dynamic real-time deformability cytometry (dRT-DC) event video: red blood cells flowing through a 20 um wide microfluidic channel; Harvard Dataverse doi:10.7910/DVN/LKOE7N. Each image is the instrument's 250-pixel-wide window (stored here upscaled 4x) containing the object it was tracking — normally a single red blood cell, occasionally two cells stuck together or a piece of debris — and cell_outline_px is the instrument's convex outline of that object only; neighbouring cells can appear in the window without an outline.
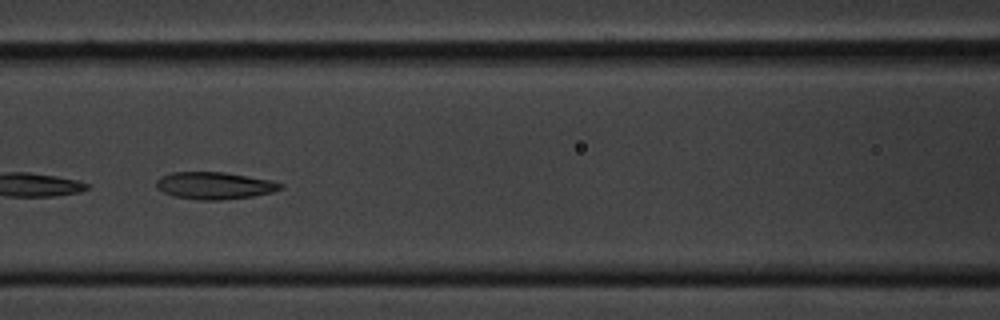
{"species": "common noctule bat (a hibernating species)", "species_latin": "Nyctalus noctula", "temperature_condition": "cold", "stored_images_in_passage": 54, "camera_frame_rate_fps": 3000, "um_per_image_px": 0.085, "animal": {"sex": "male", "body_mass_g": 20.1, "forearm_length_mm": 53.5}, "frame": {"image": 1, "passage_image": 23, "time_ms": 7.333, "image_size_px": [1000, 320], "cell_outline_px": [[284, 188], [272, 192], [252, 196], [220, 200], [196, 200], [176, 196], [164, 192], [156, 188], [156, 180], [160, 176], [172, 172], [224, 172], [272, 180], [284, 184]], "centroid_in_image_um": [18.24, 15.77], "position_along_channel_um": 148.4, "area_um2": 19.71}}
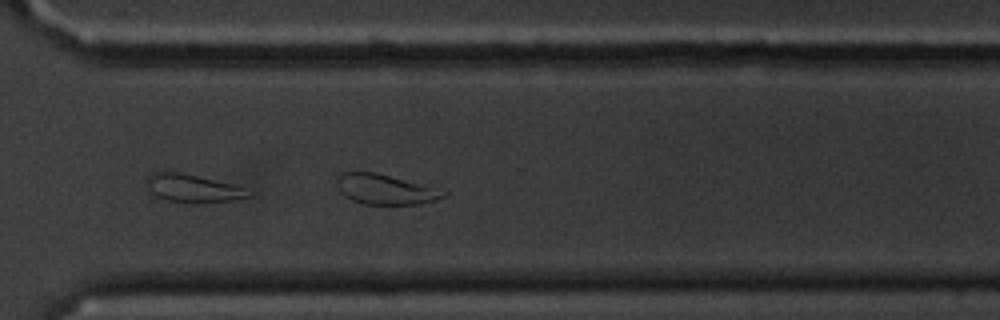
{"frame": {"image": 2, "passage_image": 39, "time_ms": 12.667, "image_size_px": [1000, 320], "cell_outline_px": [[448, 192], [444, 196], [436, 200], [416, 204], [364, 204], [352, 200], [344, 196], [340, 192], [336, 184], [336, 180], [340, 172], [376, 172], [420, 184]], "centroid_in_image_um": [32.67, 16.09], "position_along_channel_um": 337.9, "area_um2": 18.44}}
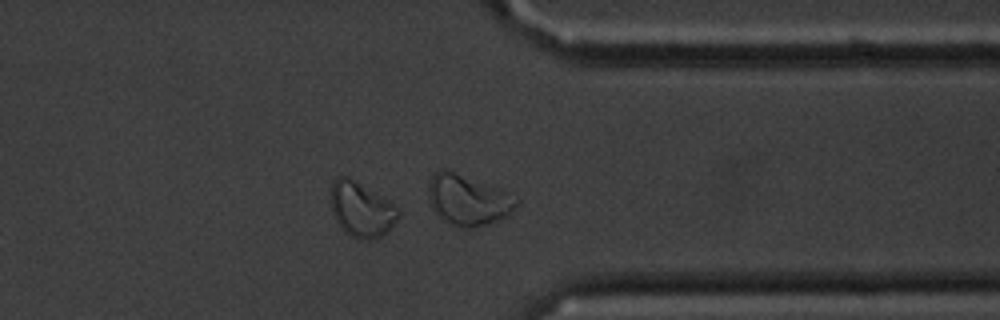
{"frame": {"image": 3, "passage_image": 42, "time_ms": 13.667, "image_size_px": [1000, 320], "cell_outline_px": [[400, 216], [380, 236], [368, 240], [356, 240], [344, 232], [336, 220], [332, 212], [332, 180], [336, 176], [348, 176], [388, 200], [400, 212]], "centroid_in_image_um": [30.68, 17.81], "position_along_channel_um": 380.7, "area_um2": 21.27}, "authors_computed_cell_mechanics": {"area_um2": 21.4438, "velocity_mm_per_s": 3.5635, "shape_relaxation_time_tau1_ms": 3.4779, "shape_relaxation_time_tau2_ms": 2.1586, "deformation_change_tau1": 0.1318, "deformation_change_tau2": 0.0794}}